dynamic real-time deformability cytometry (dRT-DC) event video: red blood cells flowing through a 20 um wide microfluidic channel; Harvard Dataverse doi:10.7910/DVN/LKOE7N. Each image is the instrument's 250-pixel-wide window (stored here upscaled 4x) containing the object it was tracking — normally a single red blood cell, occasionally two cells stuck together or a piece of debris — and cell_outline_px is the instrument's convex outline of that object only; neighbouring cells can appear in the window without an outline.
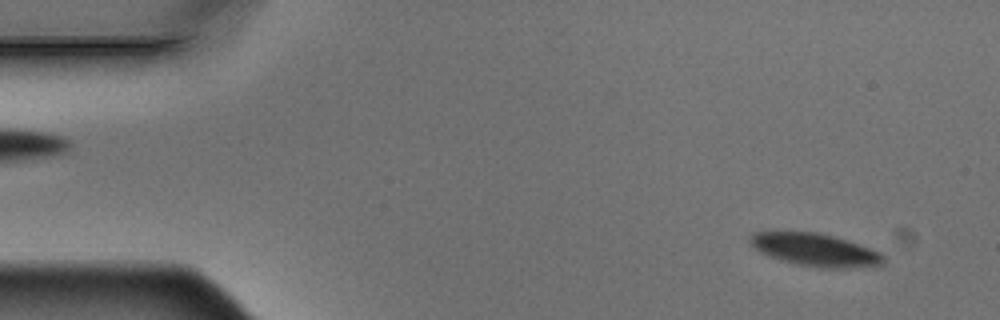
{"species": "Egyptian fruit bat (a non-hibernating species)", "species_latin": "Rousettus aegyptiacus", "temperature_condition": "warm", "stored_images_in_passage": 7, "camera_frame_rate_fps": 3000, "um_per_image_px": 0.085, "animal": {"sex": "male"}, "frame": {"image": 1, "passage_image": 1, "time_ms": 0.0, "image_size_px": [1000, 320], "cell_outline_px": [[884, 264], [852, 268], [820, 268], [796, 264], [780, 260], [768, 256], [760, 252], [748, 240], [752, 232], [816, 232], [832, 236], [880, 252], [884, 256]], "centroid_in_image_um": [69.26, 21.25], "position_along_channel_um": 15.7, "area_um2": 25.14}}
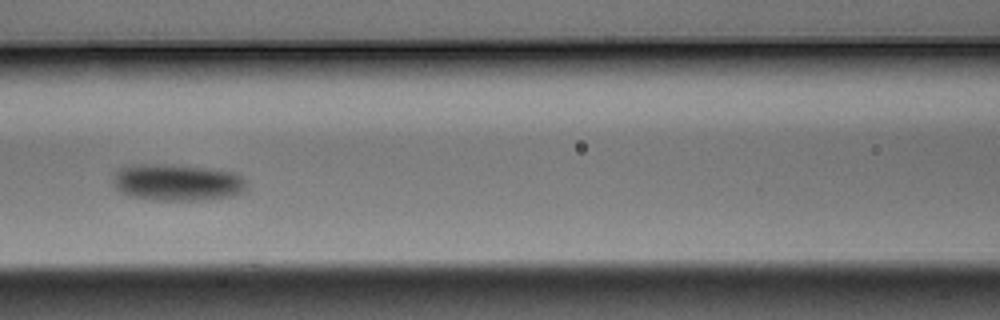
{"frame": {"image": 2, "passage_image": 6, "time_ms": 1.667, "image_size_px": [1000, 320], "cell_outline_px": [[248, 188], [236, 196], [200, 200], [160, 200], [132, 196], [116, 188], [116, 172], [120, 168], [128, 164], [180, 164], [212, 168], [236, 172], [248, 184]], "centroid_in_image_um": [15.17, 15.48], "position_along_channel_um": 151.4, "area_um2": 28.78}}
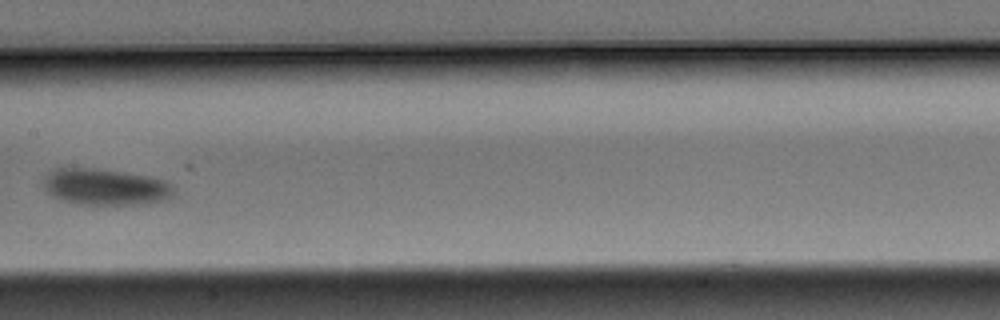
{"frame": {"image": 3, "passage_image": 7, "time_ms": 2.0, "image_size_px": [1000, 320], "cell_outline_px": [[172, 196], [164, 200], [144, 204], [80, 204], [64, 200], [52, 196], [44, 188], [44, 180], [48, 172], [56, 168], [96, 168], [124, 172], [148, 176], [164, 180], [172, 184]], "centroid_in_image_um": [8.95, 15.88], "position_along_channel_um": 198.5, "area_um2": 27.46}}